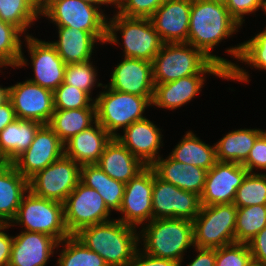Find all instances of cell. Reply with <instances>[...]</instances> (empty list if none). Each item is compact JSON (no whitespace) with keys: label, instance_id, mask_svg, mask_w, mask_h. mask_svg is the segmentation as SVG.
I'll use <instances>...</instances> for the list:
<instances>
[{"label":"cell","instance_id":"cell-26","mask_svg":"<svg viewBox=\"0 0 266 266\" xmlns=\"http://www.w3.org/2000/svg\"><path fill=\"white\" fill-rule=\"evenodd\" d=\"M28 191V180L12 163H3L0 166V224H11Z\"/></svg>","mask_w":266,"mask_h":266},{"label":"cell","instance_id":"cell-22","mask_svg":"<svg viewBox=\"0 0 266 266\" xmlns=\"http://www.w3.org/2000/svg\"><path fill=\"white\" fill-rule=\"evenodd\" d=\"M112 136L97 121L64 143V155L82 165L97 164Z\"/></svg>","mask_w":266,"mask_h":266},{"label":"cell","instance_id":"cell-48","mask_svg":"<svg viewBox=\"0 0 266 266\" xmlns=\"http://www.w3.org/2000/svg\"><path fill=\"white\" fill-rule=\"evenodd\" d=\"M197 256L186 266H215L216 263V249L215 248H198L194 247ZM183 260L179 262L178 266L182 265Z\"/></svg>","mask_w":266,"mask_h":266},{"label":"cell","instance_id":"cell-55","mask_svg":"<svg viewBox=\"0 0 266 266\" xmlns=\"http://www.w3.org/2000/svg\"><path fill=\"white\" fill-rule=\"evenodd\" d=\"M210 1H215L218 3L226 4L228 0H210Z\"/></svg>","mask_w":266,"mask_h":266},{"label":"cell","instance_id":"cell-29","mask_svg":"<svg viewBox=\"0 0 266 266\" xmlns=\"http://www.w3.org/2000/svg\"><path fill=\"white\" fill-rule=\"evenodd\" d=\"M263 133L262 129H238L228 132L215 143L216 160L243 164L249 156L256 139Z\"/></svg>","mask_w":266,"mask_h":266},{"label":"cell","instance_id":"cell-8","mask_svg":"<svg viewBox=\"0 0 266 266\" xmlns=\"http://www.w3.org/2000/svg\"><path fill=\"white\" fill-rule=\"evenodd\" d=\"M236 214L233 203L202 205L192 221L194 246L216 249L235 243Z\"/></svg>","mask_w":266,"mask_h":266},{"label":"cell","instance_id":"cell-21","mask_svg":"<svg viewBox=\"0 0 266 266\" xmlns=\"http://www.w3.org/2000/svg\"><path fill=\"white\" fill-rule=\"evenodd\" d=\"M58 242L51 236L31 231H21L13 236L8 266H46L54 256Z\"/></svg>","mask_w":266,"mask_h":266},{"label":"cell","instance_id":"cell-28","mask_svg":"<svg viewBox=\"0 0 266 266\" xmlns=\"http://www.w3.org/2000/svg\"><path fill=\"white\" fill-rule=\"evenodd\" d=\"M43 124L35 120L16 119L0 132V159L12 163L29 148Z\"/></svg>","mask_w":266,"mask_h":266},{"label":"cell","instance_id":"cell-7","mask_svg":"<svg viewBox=\"0 0 266 266\" xmlns=\"http://www.w3.org/2000/svg\"><path fill=\"white\" fill-rule=\"evenodd\" d=\"M11 223V226L22 225L24 231L49 235L57 242L70 236L65 224L63 203L38 197L30 191L23 196Z\"/></svg>","mask_w":266,"mask_h":266},{"label":"cell","instance_id":"cell-12","mask_svg":"<svg viewBox=\"0 0 266 266\" xmlns=\"http://www.w3.org/2000/svg\"><path fill=\"white\" fill-rule=\"evenodd\" d=\"M201 206L198 194L162 181L153 170V219L182 218L193 221Z\"/></svg>","mask_w":266,"mask_h":266},{"label":"cell","instance_id":"cell-38","mask_svg":"<svg viewBox=\"0 0 266 266\" xmlns=\"http://www.w3.org/2000/svg\"><path fill=\"white\" fill-rule=\"evenodd\" d=\"M233 204L239 207L266 205V173H249L236 192Z\"/></svg>","mask_w":266,"mask_h":266},{"label":"cell","instance_id":"cell-42","mask_svg":"<svg viewBox=\"0 0 266 266\" xmlns=\"http://www.w3.org/2000/svg\"><path fill=\"white\" fill-rule=\"evenodd\" d=\"M162 3L161 0H126L116 12L129 18H150Z\"/></svg>","mask_w":266,"mask_h":266},{"label":"cell","instance_id":"cell-34","mask_svg":"<svg viewBox=\"0 0 266 266\" xmlns=\"http://www.w3.org/2000/svg\"><path fill=\"white\" fill-rule=\"evenodd\" d=\"M61 245L64 248L58 255L59 258L56 261L58 266H108L101 256L87 248L74 235L58 242L57 249Z\"/></svg>","mask_w":266,"mask_h":266},{"label":"cell","instance_id":"cell-23","mask_svg":"<svg viewBox=\"0 0 266 266\" xmlns=\"http://www.w3.org/2000/svg\"><path fill=\"white\" fill-rule=\"evenodd\" d=\"M155 175L162 181L201 196L207 170L174 160L170 155L158 158L152 165Z\"/></svg>","mask_w":266,"mask_h":266},{"label":"cell","instance_id":"cell-47","mask_svg":"<svg viewBox=\"0 0 266 266\" xmlns=\"http://www.w3.org/2000/svg\"><path fill=\"white\" fill-rule=\"evenodd\" d=\"M12 227L10 224H0V266H8L11 256L13 236L5 232Z\"/></svg>","mask_w":266,"mask_h":266},{"label":"cell","instance_id":"cell-49","mask_svg":"<svg viewBox=\"0 0 266 266\" xmlns=\"http://www.w3.org/2000/svg\"><path fill=\"white\" fill-rule=\"evenodd\" d=\"M17 119L10 100L0 106V132Z\"/></svg>","mask_w":266,"mask_h":266},{"label":"cell","instance_id":"cell-11","mask_svg":"<svg viewBox=\"0 0 266 266\" xmlns=\"http://www.w3.org/2000/svg\"><path fill=\"white\" fill-rule=\"evenodd\" d=\"M81 165L63 155L28 180L29 191L63 203L80 182Z\"/></svg>","mask_w":266,"mask_h":266},{"label":"cell","instance_id":"cell-46","mask_svg":"<svg viewBox=\"0 0 266 266\" xmlns=\"http://www.w3.org/2000/svg\"><path fill=\"white\" fill-rule=\"evenodd\" d=\"M252 259L266 265V226L248 243Z\"/></svg>","mask_w":266,"mask_h":266},{"label":"cell","instance_id":"cell-6","mask_svg":"<svg viewBox=\"0 0 266 266\" xmlns=\"http://www.w3.org/2000/svg\"><path fill=\"white\" fill-rule=\"evenodd\" d=\"M104 91L95 97L96 121L112 136L133 122L146 118L145 109L152 106L153 97H142L102 87Z\"/></svg>","mask_w":266,"mask_h":266},{"label":"cell","instance_id":"cell-19","mask_svg":"<svg viewBox=\"0 0 266 266\" xmlns=\"http://www.w3.org/2000/svg\"><path fill=\"white\" fill-rule=\"evenodd\" d=\"M192 0L163 2L150 17L163 43H187Z\"/></svg>","mask_w":266,"mask_h":266},{"label":"cell","instance_id":"cell-14","mask_svg":"<svg viewBox=\"0 0 266 266\" xmlns=\"http://www.w3.org/2000/svg\"><path fill=\"white\" fill-rule=\"evenodd\" d=\"M63 155L64 143L47 124H43L36 132L29 148L12 164L23 177L29 180Z\"/></svg>","mask_w":266,"mask_h":266},{"label":"cell","instance_id":"cell-30","mask_svg":"<svg viewBox=\"0 0 266 266\" xmlns=\"http://www.w3.org/2000/svg\"><path fill=\"white\" fill-rule=\"evenodd\" d=\"M80 182L95 189L112 212L119 210L124 195V182L109 177L97 164L81 166Z\"/></svg>","mask_w":266,"mask_h":266},{"label":"cell","instance_id":"cell-56","mask_svg":"<svg viewBox=\"0 0 266 266\" xmlns=\"http://www.w3.org/2000/svg\"><path fill=\"white\" fill-rule=\"evenodd\" d=\"M4 162L0 159V166L3 164Z\"/></svg>","mask_w":266,"mask_h":266},{"label":"cell","instance_id":"cell-33","mask_svg":"<svg viewBox=\"0 0 266 266\" xmlns=\"http://www.w3.org/2000/svg\"><path fill=\"white\" fill-rule=\"evenodd\" d=\"M23 33L14 25L0 20V68L28 66V59L22 52Z\"/></svg>","mask_w":266,"mask_h":266},{"label":"cell","instance_id":"cell-3","mask_svg":"<svg viewBox=\"0 0 266 266\" xmlns=\"http://www.w3.org/2000/svg\"><path fill=\"white\" fill-rule=\"evenodd\" d=\"M154 84H164L192 75H215L223 80L228 73L201 50L188 43H163L152 60Z\"/></svg>","mask_w":266,"mask_h":266},{"label":"cell","instance_id":"cell-39","mask_svg":"<svg viewBox=\"0 0 266 266\" xmlns=\"http://www.w3.org/2000/svg\"><path fill=\"white\" fill-rule=\"evenodd\" d=\"M94 66L91 60L83 63L66 64L64 83L81 89L92 98L93 87L104 86V84L97 82V70Z\"/></svg>","mask_w":266,"mask_h":266},{"label":"cell","instance_id":"cell-18","mask_svg":"<svg viewBox=\"0 0 266 266\" xmlns=\"http://www.w3.org/2000/svg\"><path fill=\"white\" fill-rule=\"evenodd\" d=\"M106 86L122 93L153 97L152 62L124 57L111 72L110 82Z\"/></svg>","mask_w":266,"mask_h":266},{"label":"cell","instance_id":"cell-25","mask_svg":"<svg viewBox=\"0 0 266 266\" xmlns=\"http://www.w3.org/2000/svg\"><path fill=\"white\" fill-rule=\"evenodd\" d=\"M205 75H192L164 84H156L152 106L175 110L190 102L200 93L205 83Z\"/></svg>","mask_w":266,"mask_h":266},{"label":"cell","instance_id":"cell-50","mask_svg":"<svg viewBox=\"0 0 266 266\" xmlns=\"http://www.w3.org/2000/svg\"><path fill=\"white\" fill-rule=\"evenodd\" d=\"M30 7L41 16L47 9L49 0H25Z\"/></svg>","mask_w":266,"mask_h":266},{"label":"cell","instance_id":"cell-1","mask_svg":"<svg viewBox=\"0 0 266 266\" xmlns=\"http://www.w3.org/2000/svg\"><path fill=\"white\" fill-rule=\"evenodd\" d=\"M240 27L225 4L210 0H192L187 43L221 66L228 73V81L249 83L250 75L244 67L211 53L215 46L237 33Z\"/></svg>","mask_w":266,"mask_h":266},{"label":"cell","instance_id":"cell-40","mask_svg":"<svg viewBox=\"0 0 266 266\" xmlns=\"http://www.w3.org/2000/svg\"><path fill=\"white\" fill-rule=\"evenodd\" d=\"M54 109L68 110L86 107H96L95 99L81 89L62 82L54 91Z\"/></svg>","mask_w":266,"mask_h":266},{"label":"cell","instance_id":"cell-54","mask_svg":"<svg viewBox=\"0 0 266 266\" xmlns=\"http://www.w3.org/2000/svg\"><path fill=\"white\" fill-rule=\"evenodd\" d=\"M246 266H266V265H263L261 262L251 259Z\"/></svg>","mask_w":266,"mask_h":266},{"label":"cell","instance_id":"cell-32","mask_svg":"<svg viewBox=\"0 0 266 266\" xmlns=\"http://www.w3.org/2000/svg\"><path fill=\"white\" fill-rule=\"evenodd\" d=\"M96 122V107L54 110L48 126L65 143L72 136L89 128Z\"/></svg>","mask_w":266,"mask_h":266},{"label":"cell","instance_id":"cell-35","mask_svg":"<svg viewBox=\"0 0 266 266\" xmlns=\"http://www.w3.org/2000/svg\"><path fill=\"white\" fill-rule=\"evenodd\" d=\"M266 226V205L237 208L235 243H248Z\"/></svg>","mask_w":266,"mask_h":266},{"label":"cell","instance_id":"cell-5","mask_svg":"<svg viewBox=\"0 0 266 266\" xmlns=\"http://www.w3.org/2000/svg\"><path fill=\"white\" fill-rule=\"evenodd\" d=\"M107 20L109 21H107L106 44L120 45L117 35L119 31L123 39L124 57L152 62L163 42L150 18H129L116 12L112 18H107Z\"/></svg>","mask_w":266,"mask_h":266},{"label":"cell","instance_id":"cell-27","mask_svg":"<svg viewBox=\"0 0 266 266\" xmlns=\"http://www.w3.org/2000/svg\"><path fill=\"white\" fill-rule=\"evenodd\" d=\"M58 40L50 43L56 48L65 64L91 60L95 44L100 41L90 32L57 26ZM98 42V43H97Z\"/></svg>","mask_w":266,"mask_h":266},{"label":"cell","instance_id":"cell-36","mask_svg":"<svg viewBox=\"0 0 266 266\" xmlns=\"http://www.w3.org/2000/svg\"><path fill=\"white\" fill-rule=\"evenodd\" d=\"M225 52L245 65L266 71V27L248 41L227 48Z\"/></svg>","mask_w":266,"mask_h":266},{"label":"cell","instance_id":"cell-20","mask_svg":"<svg viewBox=\"0 0 266 266\" xmlns=\"http://www.w3.org/2000/svg\"><path fill=\"white\" fill-rule=\"evenodd\" d=\"M123 133L116 138L146 166H151L161 157L159 149L163 146V135L160 128L148 118L133 122Z\"/></svg>","mask_w":266,"mask_h":266},{"label":"cell","instance_id":"cell-2","mask_svg":"<svg viewBox=\"0 0 266 266\" xmlns=\"http://www.w3.org/2000/svg\"><path fill=\"white\" fill-rule=\"evenodd\" d=\"M74 236L108 266H129L140 246L136 227L118 219L85 227Z\"/></svg>","mask_w":266,"mask_h":266},{"label":"cell","instance_id":"cell-24","mask_svg":"<svg viewBox=\"0 0 266 266\" xmlns=\"http://www.w3.org/2000/svg\"><path fill=\"white\" fill-rule=\"evenodd\" d=\"M97 165L109 177L124 183L146 167L116 137L106 144Z\"/></svg>","mask_w":266,"mask_h":266},{"label":"cell","instance_id":"cell-43","mask_svg":"<svg viewBox=\"0 0 266 266\" xmlns=\"http://www.w3.org/2000/svg\"><path fill=\"white\" fill-rule=\"evenodd\" d=\"M230 15L242 26L244 16L255 13L260 8L266 14V0H228L225 4Z\"/></svg>","mask_w":266,"mask_h":266},{"label":"cell","instance_id":"cell-10","mask_svg":"<svg viewBox=\"0 0 266 266\" xmlns=\"http://www.w3.org/2000/svg\"><path fill=\"white\" fill-rule=\"evenodd\" d=\"M65 224L70 235L95 224L111 221V210L102 196L79 182L63 202Z\"/></svg>","mask_w":266,"mask_h":266},{"label":"cell","instance_id":"cell-41","mask_svg":"<svg viewBox=\"0 0 266 266\" xmlns=\"http://www.w3.org/2000/svg\"><path fill=\"white\" fill-rule=\"evenodd\" d=\"M251 259L247 243H233L216 248L215 266H246Z\"/></svg>","mask_w":266,"mask_h":266},{"label":"cell","instance_id":"cell-4","mask_svg":"<svg viewBox=\"0 0 266 266\" xmlns=\"http://www.w3.org/2000/svg\"><path fill=\"white\" fill-rule=\"evenodd\" d=\"M145 224L138 231L139 243L143 245L141 250L151 256L180 262L184 259V252L191 246L195 247L191 220L152 219Z\"/></svg>","mask_w":266,"mask_h":266},{"label":"cell","instance_id":"cell-44","mask_svg":"<svg viewBox=\"0 0 266 266\" xmlns=\"http://www.w3.org/2000/svg\"><path fill=\"white\" fill-rule=\"evenodd\" d=\"M242 165L249 173H254V169L266 170V134L264 132L256 139L247 160Z\"/></svg>","mask_w":266,"mask_h":266},{"label":"cell","instance_id":"cell-16","mask_svg":"<svg viewBox=\"0 0 266 266\" xmlns=\"http://www.w3.org/2000/svg\"><path fill=\"white\" fill-rule=\"evenodd\" d=\"M33 67L34 77L31 82L52 92L64 82L65 62L58 55L50 41H42L30 36H24Z\"/></svg>","mask_w":266,"mask_h":266},{"label":"cell","instance_id":"cell-37","mask_svg":"<svg viewBox=\"0 0 266 266\" xmlns=\"http://www.w3.org/2000/svg\"><path fill=\"white\" fill-rule=\"evenodd\" d=\"M39 15L30 7L25 0H0V20L17 27L25 36L27 28L37 21Z\"/></svg>","mask_w":266,"mask_h":266},{"label":"cell","instance_id":"cell-53","mask_svg":"<svg viewBox=\"0 0 266 266\" xmlns=\"http://www.w3.org/2000/svg\"><path fill=\"white\" fill-rule=\"evenodd\" d=\"M115 8H119L126 0H110Z\"/></svg>","mask_w":266,"mask_h":266},{"label":"cell","instance_id":"cell-9","mask_svg":"<svg viewBox=\"0 0 266 266\" xmlns=\"http://www.w3.org/2000/svg\"><path fill=\"white\" fill-rule=\"evenodd\" d=\"M103 12L102 9L82 0H49L41 17H47L56 26L90 32L104 44L108 16Z\"/></svg>","mask_w":266,"mask_h":266},{"label":"cell","instance_id":"cell-15","mask_svg":"<svg viewBox=\"0 0 266 266\" xmlns=\"http://www.w3.org/2000/svg\"><path fill=\"white\" fill-rule=\"evenodd\" d=\"M9 100L17 119L48 124L54 112L53 92L30 80L9 86Z\"/></svg>","mask_w":266,"mask_h":266},{"label":"cell","instance_id":"cell-17","mask_svg":"<svg viewBox=\"0 0 266 266\" xmlns=\"http://www.w3.org/2000/svg\"><path fill=\"white\" fill-rule=\"evenodd\" d=\"M248 170L238 163L219 162L207 171L201 205L233 203Z\"/></svg>","mask_w":266,"mask_h":266},{"label":"cell","instance_id":"cell-13","mask_svg":"<svg viewBox=\"0 0 266 266\" xmlns=\"http://www.w3.org/2000/svg\"><path fill=\"white\" fill-rule=\"evenodd\" d=\"M153 168L146 166L141 172L125 183L122 203L117 212L118 220L137 227L153 219L152 209Z\"/></svg>","mask_w":266,"mask_h":266},{"label":"cell","instance_id":"cell-31","mask_svg":"<svg viewBox=\"0 0 266 266\" xmlns=\"http://www.w3.org/2000/svg\"><path fill=\"white\" fill-rule=\"evenodd\" d=\"M169 155L178 162L201 167L207 171L217 162L215 144H206L190 130L186 131Z\"/></svg>","mask_w":266,"mask_h":266},{"label":"cell","instance_id":"cell-52","mask_svg":"<svg viewBox=\"0 0 266 266\" xmlns=\"http://www.w3.org/2000/svg\"><path fill=\"white\" fill-rule=\"evenodd\" d=\"M82 1L87 2L89 4H92L96 7H98L99 9H100L101 5L109 6V4H110V6H111V4H112L110 0H82Z\"/></svg>","mask_w":266,"mask_h":266},{"label":"cell","instance_id":"cell-45","mask_svg":"<svg viewBox=\"0 0 266 266\" xmlns=\"http://www.w3.org/2000/svg\"><path fill=\"white\" fill-rule=\"evenodd\" d=\"M178 264L179 262L176 260L151 256L143 252L139 247L129 266H178Z\"/></svg>","mask_w":266,"mask_h":266},{"label":"cell","instance_id":"cell-51","mask_svg":"<svg viewBox=\"0 0 266 266\" xmlns=\"http://www.w3.org/2000/svg\"><path fill=\"white\" fill-rule=\"evenodd\" d=\"M9 88L10 87H3L0 85V106L9 100Z\"/></svg>","mask_w":266,"mask_h":266}]
</instances>
